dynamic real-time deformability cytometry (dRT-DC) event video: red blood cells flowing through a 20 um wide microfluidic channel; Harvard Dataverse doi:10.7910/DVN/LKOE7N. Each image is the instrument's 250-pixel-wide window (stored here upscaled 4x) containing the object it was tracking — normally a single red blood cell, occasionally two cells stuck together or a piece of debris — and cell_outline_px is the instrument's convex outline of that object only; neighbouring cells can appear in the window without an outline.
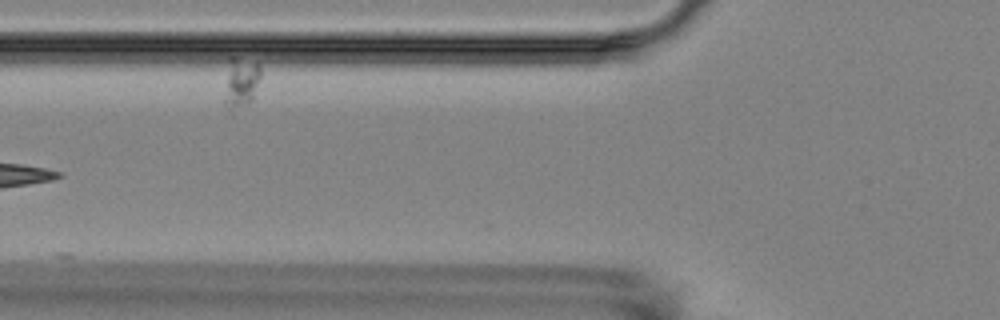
{"species": "Egyptian fruit bat (a non-hibernating species)", "species_latin": "Rousettus aegyptiacus", "temperature_condition": "room temperature", "stored_images_in_passage": 6, "camera_frame_rate_fps": 3000, "um_per_image_px": 0.085, "animal": {"sex": "female"}, "frame": {"image": 1, "passage_image": 3, "time_ms": 2.667, "image_size_px": [1000, 320], "cell_outline_px": [[260, 76], [252, 100], [244, 104], [232, 108], [224, 104], [224, 100], [228, 56], [236, 56], [260, 64]], "centroid_in_image_um": [20.46, 6.9], "position_along_channel_um": 105.3, "area_um2": 10.4}}